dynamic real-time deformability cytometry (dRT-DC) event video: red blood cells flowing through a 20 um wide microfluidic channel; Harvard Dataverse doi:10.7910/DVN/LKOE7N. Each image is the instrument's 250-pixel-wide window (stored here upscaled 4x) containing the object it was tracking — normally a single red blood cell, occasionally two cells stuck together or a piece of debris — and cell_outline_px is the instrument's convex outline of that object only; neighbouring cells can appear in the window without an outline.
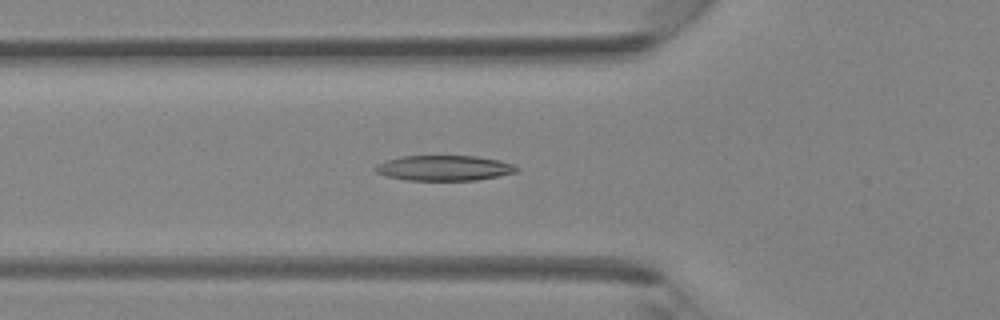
{"species": "Egyptian fruit bat (a non-hibernating species)", "species_latin": "Rousettus aegyptiacus", "temperature_condition": "room temperature", "stored_images_in_passage": 34, "camera_frame_rate_fps": 3000, "um_per_image_px": 0.085, "animal": {"sex": "female"}, "frame": {"image": 1, "passage_image": 7, "time_ms": 2.0, "image_size_px": [1000, 320], "cell_outline_px": [[520, 168], [516, 172], [476, 180], [408, 180], [388, 176], [376, 172], [376, 168], [380, 164], [388, 160], [400, 156], [476, 156], [500, 160], [512, 164]], "centroid_in_image_um": [37.8, 14.27], "position_along_channel_um": 88.0, "area_um2": 20.46}}
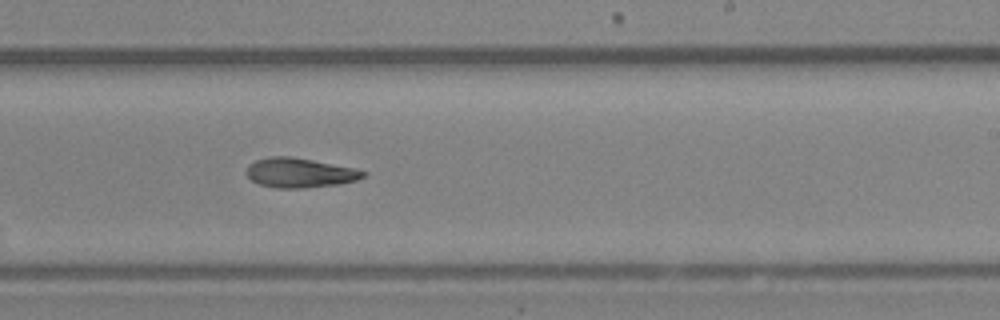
{"frame": {"image": 2, "passage_image": 18, "time_ms": 5.667, "image_size_px": [1000, 320], "cell_outline_px": [[368, 172], [364, 176], [356, 180], [340, 184], [300, 188], [276, 188], [260, 184], [252, 180], [248, 176], [248, 164], [256, 160], [268, 156], [292, 156], [352, 168]], "centroid_in_image_um": [25.46, 14.68], "position_along_channel_um": 263.5, "area_um2": 19.88}}
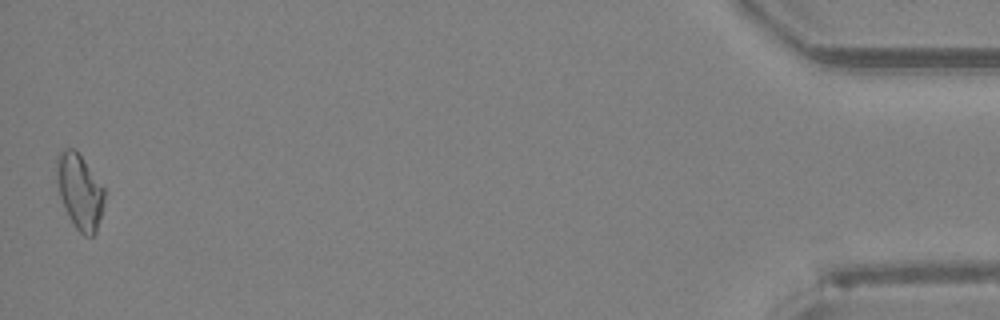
{"frame": {"image": 3, "passage_image": 34, "time_ms": 11.0, "image_size_px": [1000, 320], "cell_outline_px": [[104, 200], [96, 232], [92, 236], [84, 236], [76, 228], [68, 216], [60, 196], [56, 180], [56, 156], [64, 148], [72, 148], [84, 160], [104, 188]], "centroid_in_image_um": [6.75, 16.27], "position_along_channel_um": 428.5, "area_um2": 20.63}}